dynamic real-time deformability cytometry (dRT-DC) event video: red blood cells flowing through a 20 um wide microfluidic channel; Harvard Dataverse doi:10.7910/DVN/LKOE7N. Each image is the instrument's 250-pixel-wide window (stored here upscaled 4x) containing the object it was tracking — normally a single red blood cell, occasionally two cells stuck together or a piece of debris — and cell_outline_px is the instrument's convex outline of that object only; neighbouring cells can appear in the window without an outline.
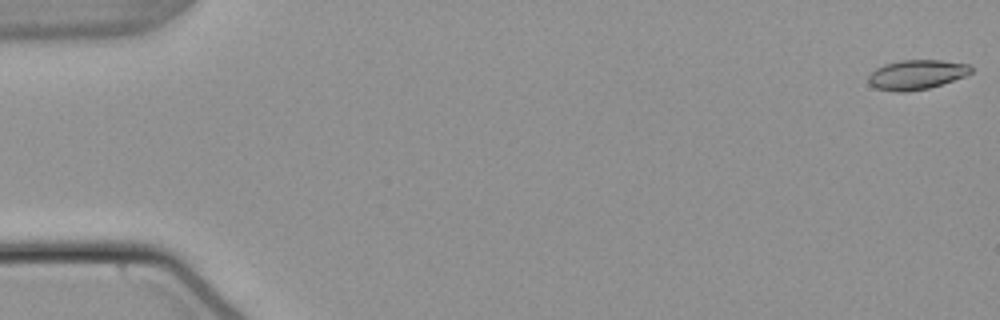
{"species": "common noctule bat (a hibernating species)", "species_latin": "Nyctalus noctula", "temperature_condition": "warm", "stored_images_in_passage": 55, "camera_frame_rate_fps": 3000, "um_per_image_px": 0.085, "animal": {"sex": "male", "body_mass_g": 21.5, "forearm_length_mm": 52.0}, "frame": {"image": 1, "passage_image": 1, "time_ms": 0.0, "image_size_px": [1000, 320], "cell_outline_px": [[972, 72], [964, 76], [928, 88], [908, 92], [896, 92], [876, 88], [868, 84], [868, 76], [876, 68], [884, 64], [900, 60], [940, 60], [968, 64], [972, 68]], "centroid_in_image_um": [77.86, 6.34], "position_along_channel_um": 7.1, "area_um2": 17.63}}
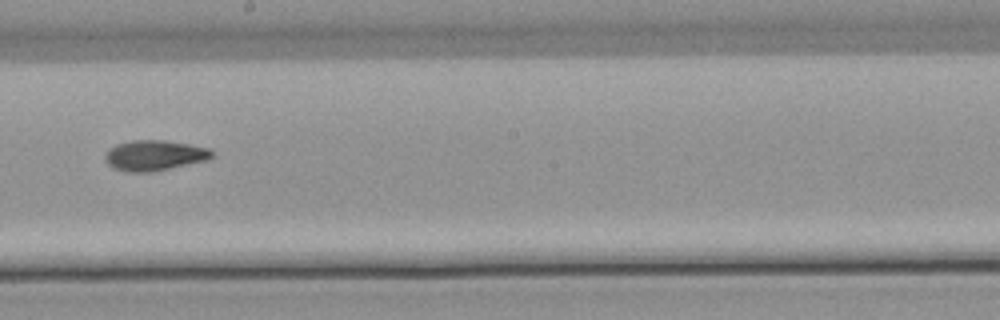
{"frame": {"image": 2, "passage_image": 31, "time_ms": 10.0, "image_size_px": [1000, 320], "cell_outline_px": [[212, 156], [208, 160], [152, 172], [128, 172], [112, 168], [104, 160], [104, 156], [108, 148], [116, 144], [132, 140], [164, 140], [188, 144], [208, 148], [212, 152]], "centroid_in_image_um": [13.07, 13.21], "position_along_channel_um": 235.1, "area_um2": 19.02}}
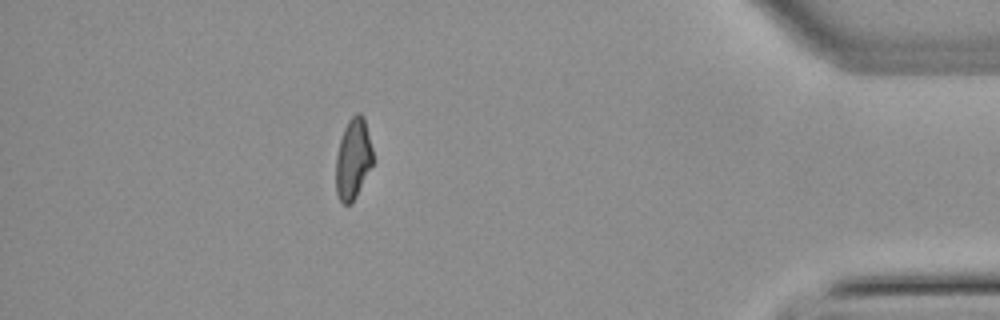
{"frame": {"image": 3, "passage_image": 48, "time_ms": 15.667, "image_size_px": [1000, 320], "cell_outline_px": [[372, 164], [352, 204], [344, 204], [340, 200], [336, 192], [336, 156], [340, 140], [344, 128], [348, 120], [356, 112], [360, 112], [364, 116], [372, 148]], "centroid_in_image_um": [30.0, 13.48], "position_along_channel_um": 405.2, "area_um2": 17.28}, "authors_computed_cell_mechanics": {"area_um2": 17.9758, "velocity_mm_per_s": 3.8359, "shape_relaxation_time_tau1_ms": 9.7975, "shape_relaxation_time_tau2_ms": 5.2509, "deformation_change_tau1": 0.231, "deformation_change_tau2": 0.1092}}